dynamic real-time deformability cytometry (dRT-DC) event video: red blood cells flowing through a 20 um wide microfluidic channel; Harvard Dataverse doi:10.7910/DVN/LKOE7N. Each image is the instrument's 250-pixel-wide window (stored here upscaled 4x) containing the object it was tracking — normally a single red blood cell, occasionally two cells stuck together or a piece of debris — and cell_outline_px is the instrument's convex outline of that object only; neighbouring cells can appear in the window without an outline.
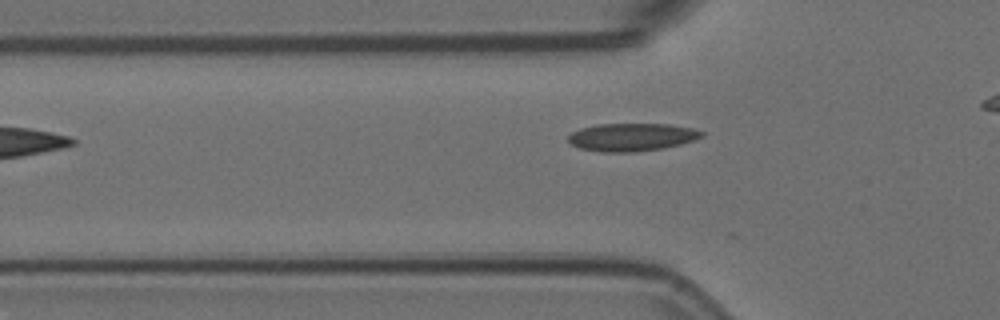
{"species": "Egyptian fruit bat (a non-hibernating species)", "species_latin": "Rousettus aegyptiacus", "temperature_condition": "room temperature", "stored_images_in_passage": 4, "camera_frame_rate_fps": 3000, "um_per_image_px": 0.085, "animal": {"sex": "female"}, "frame": {"image": 1, "passage_image": 4, "time_ms": 1.0, "image_size_px": [1000, 320], "cell_outline_px": [[704, 136], [680, 144], [664, 148], [632, 152], [600, 152], [580, 148], [572, 144], [568, 140], [568, 136], [572, 132], [580, 128], [596, 124], [672, 124], [692, 128], [704, 132]], "centroid_in_image_um": [53.69, 11.65], "position_along_channel_um": 72.1, "area_um2": 21.68}}